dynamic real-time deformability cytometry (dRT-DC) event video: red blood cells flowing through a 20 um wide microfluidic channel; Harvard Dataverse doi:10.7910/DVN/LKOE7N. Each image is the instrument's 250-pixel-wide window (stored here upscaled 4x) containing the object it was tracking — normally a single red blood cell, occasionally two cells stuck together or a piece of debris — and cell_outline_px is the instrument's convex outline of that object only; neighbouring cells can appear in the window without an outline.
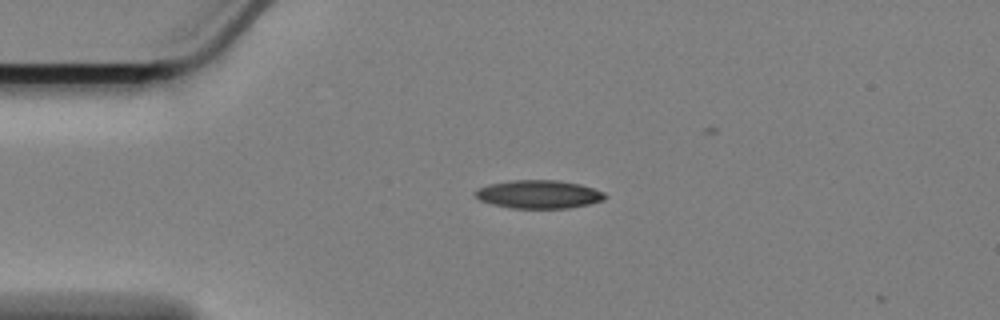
{"species": "Egyptian fruit bat (a non-hibernating species)", "species_latin": "Rousettus aegyptiacus", "temperature_condition": "cold", "stored_images_in_passage": 34, "camera_frame_rate_fps": 3000, "um_per_image_px": 0.085, "animal": {"sex": "female"}, "frame": {"image": 1, "passage_image": 1, "time_ms": 0.0, "image_size_px": [1000, 320], "cell_outline_px": [[608, 196], [604, 200], [588, 204], [568, 208], [512, 208], [492, 204], [480, 200], [472, 192], [476, 188], [488, 184], [512, 180], [556, 180], [580, 184], [604, 192]], "centroid_in_image_um": [45.77, 16.51], "position_along_channel_um": 39.2, "area_um2": 21.44}}
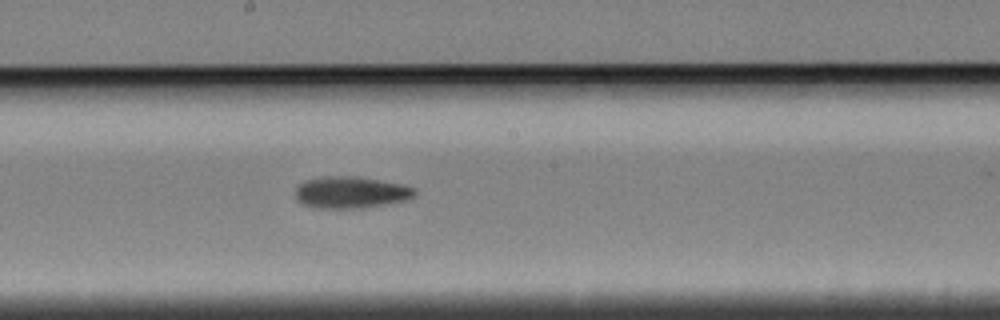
{"frame": {"image": 2, "passage_image": 19, "time_ms": 6.0, "image_size_px": [1000, 320], "cell_outline_px": [[416, 196], [408, 200], [388, 204], [360, 208], [320, 208], [304, 204], [296, 196], [296, 188], [304, 180], [324, 176], [356, 176], [400, 184], [416, 188]], "centroid_in_image_um": [29.87, 16.35], "position_along_channel_um": 218.3, "area_um2": 22.02}}
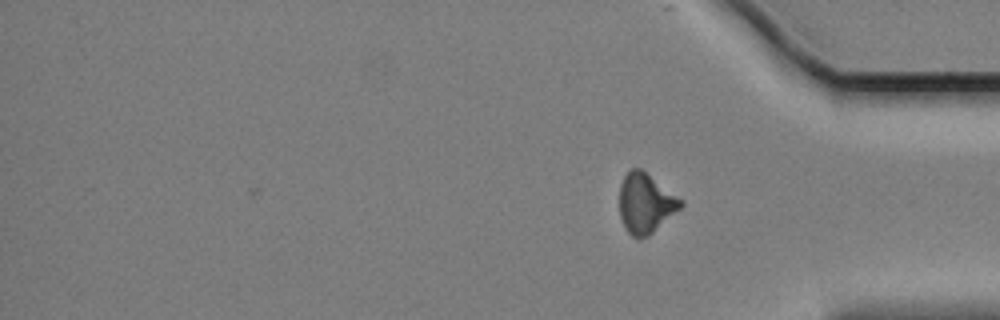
{"frame": {"image": 3, "passage_image": 34, "time_ms": 11.0, "image_size_px": [1000, 320], "cell_outline_px": [[684, 204], [680, 208], [648, 236], [640, 240], [636, 240], [628, 232], [620, 216], [620, 184], [624, 176], [632, 168], [640, 168], [684, 200]], "centroid_in_image_um": [54.87, 17.29], "position_along_channel_um": 380.3, "area_um2": 21.21}, "authors_computed_cell_mechanics": {"area_um2": 21.5305, "velocity_mm_per_s": 3.4001, "shape_relaxation_time_tau1_ms": 8.6132, "shape_relaxation_time_tau2_ms": 9.5702, "deformation_change_tau1": 0.1722, "deformation_change_tau2": 0.1863}}